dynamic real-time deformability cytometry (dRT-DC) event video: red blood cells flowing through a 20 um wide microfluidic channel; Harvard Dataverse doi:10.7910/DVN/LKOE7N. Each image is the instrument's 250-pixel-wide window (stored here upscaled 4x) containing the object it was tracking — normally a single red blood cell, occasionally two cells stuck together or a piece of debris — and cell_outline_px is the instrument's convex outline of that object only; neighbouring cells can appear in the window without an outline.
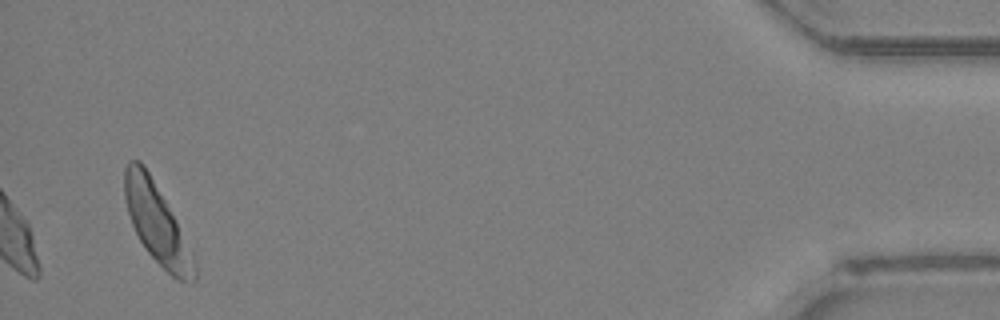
{"species": "Egyptian fruit bat (a non-hibernating species)", "species_latin": "Rousettus aegyptiacus", "temperature_condition": "room temperature", "stored_images_in_passage": 31, "camera_frame_rate_fps": 3000, "um_per_image_px": 0.085, "animal": {"sex": "female"}, "frame": {"image": 1, "passage_image": 31, "time_ms": 10.0, "image_size_px": [1000, 320], "cell_outline_px": [[196, 280], [192, 284], [184, 284], [176, 280], [144, 248], [132, 224], [128, 212], [124, 196], [124, 168], [128, 160], [140, 160], [144, 164], [176, 220], [196, 260]], "centroid_in_image_um": [13.35, 19.03], "position_along_channel_um": 421.8, "area_um2": 32.19}}